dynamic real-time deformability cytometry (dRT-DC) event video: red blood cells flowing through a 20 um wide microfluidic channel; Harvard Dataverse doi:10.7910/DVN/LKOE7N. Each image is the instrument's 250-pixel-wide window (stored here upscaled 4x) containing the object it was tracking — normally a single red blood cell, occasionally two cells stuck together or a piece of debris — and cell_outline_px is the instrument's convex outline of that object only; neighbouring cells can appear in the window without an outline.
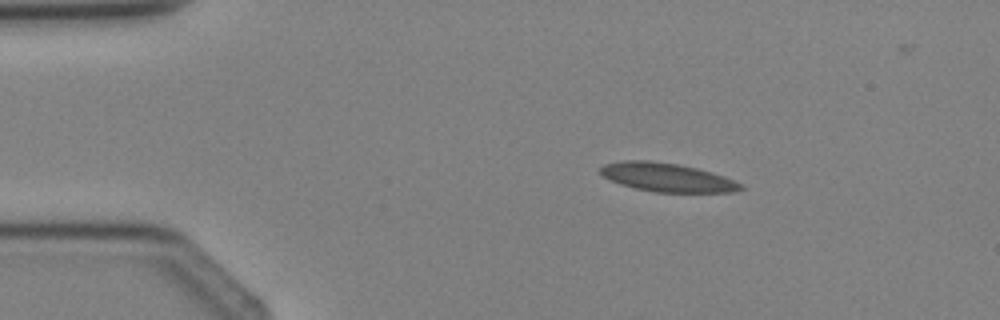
{"species": "Egyptian fruit bat (a non-hibernating species)", "species_latin": "Rousettus aegyptiacus", "temperature_condition": "cold", "stored_images_in_passage": 2, "camera_frame_rate_fps": 3000, "um_per_image_px": 0.085, "animal": {"sex": "female"}, "frame": {"image": 1, "passage_image": 1, "time_ms": 0.0, "image_size_px": [1000, 320], "cell_outline_px": [[744, 188], [732, 192], [656, 192], [636, 188], [620, 184], [604, 176], [600, 172], [600, 168], [604, 164], [620, 160], [648, 160], [680, 164], [712, 172], [724, 176], [744, 184]], "centroid_in_image_um": [56.72, 15.06], "position_along_channel_um": 28.3, "area_um2": 23.41}}
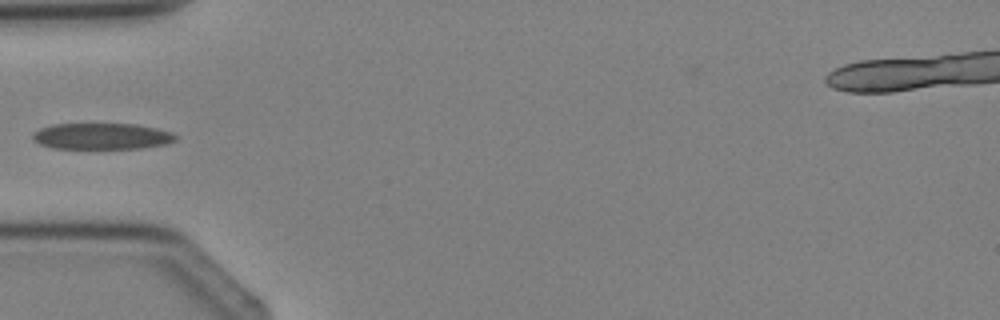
{"frame": {"image": 2, "passage_image": 2, "time_ms": 2.0, "image_size_px": [1000, 320], "cell_outline_px": [[180, 136], [176, 140], [168, 144], [140, 148], [52, 148], [40, 144], [32, 140], [32, 132], [40, 128], [52, 124], [136, 124], [156, 128], [172, 132]], "centroid_in_image_um": [8.67, 11.57], "position_along_channel_um": 76.3, "area_um2": 22.02}}